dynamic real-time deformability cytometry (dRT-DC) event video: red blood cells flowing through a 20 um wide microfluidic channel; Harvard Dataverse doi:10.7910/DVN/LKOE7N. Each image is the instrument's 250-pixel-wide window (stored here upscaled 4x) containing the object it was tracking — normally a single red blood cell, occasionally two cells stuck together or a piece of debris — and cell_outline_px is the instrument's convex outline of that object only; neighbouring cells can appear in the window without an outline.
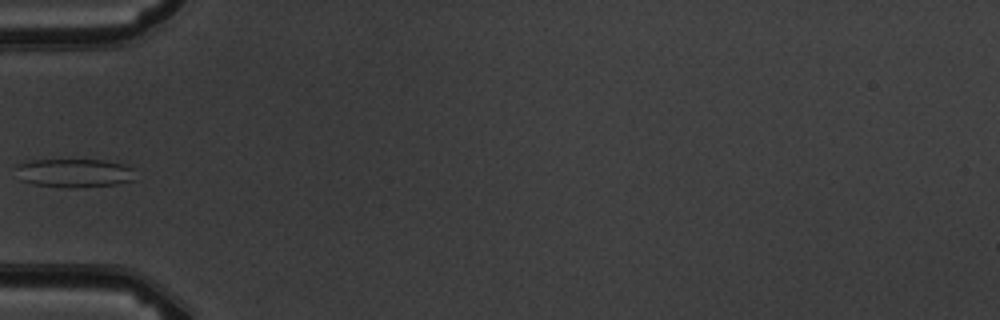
{"species": "common noctule bat (a hibernating species)", "species_latin": "Nyctalus noctula", "temperature_condition": "warm", "stored_images_in_passage": 4, "camera_frame_rate_fps": 3000, "um_per_image_px": 0.085, "animal": {"sex": "male", "body_mass_g": 19.5, "forearm_length_mm": 54.6}, "frame": {"image": 1, "passage_image": 4, "time_ms": 4.333, "image_size_px": [1000, 320], "cell_outline_px": [[136, 180], [116, 184], [76, 188], [60, 188], [36, 184], [20, 180], [16, 168], [16, 164], [24, 160], [104, 160], [124, 164], [132, 168]], "centroid_in_image_um": [6.3, 14.71], "position_along_channel_um": 78.7, "area_um2": 20.23}}